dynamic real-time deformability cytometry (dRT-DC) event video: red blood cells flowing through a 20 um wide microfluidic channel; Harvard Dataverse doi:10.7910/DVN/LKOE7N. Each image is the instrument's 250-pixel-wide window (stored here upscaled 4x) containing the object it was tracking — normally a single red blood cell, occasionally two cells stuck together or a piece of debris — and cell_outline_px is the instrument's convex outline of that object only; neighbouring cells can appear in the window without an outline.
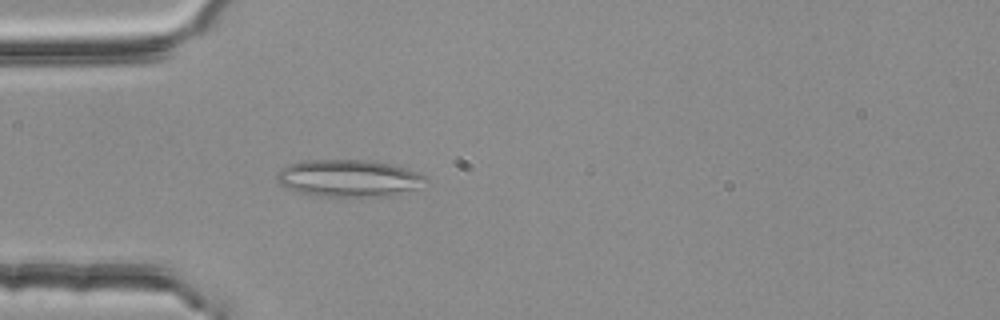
{"species": "common noctule bat (a hibernating species)", "species_latin": "Nyctalus noctula", "temperature_condition": "room temperature", "stored_images_in_passage": 4, "camera_frame_rate_fps": 3000, "um_per_image_px": 0.085, "animal": {"sex": "female", "body_mass_g": 25.1}, "frame": {"image": 1, "passage_image": 4, "time_ms": 1.0, "image_size_px": [1000, 320], "cell_outline_px": [[428, 180], [416, 188], [392, 196], [316, 196], [300, 192], [288, 188], [280, 184], [276, 180], [276, 172], [280, 168], [288, 164], [304, 160], [368, 160], [392, 164], [420, 172], [428, 176]], "centroid_in_image_um": [29.65, 15.14], "position_along_channel_um": 55.4, "area_um2": 32.43}}